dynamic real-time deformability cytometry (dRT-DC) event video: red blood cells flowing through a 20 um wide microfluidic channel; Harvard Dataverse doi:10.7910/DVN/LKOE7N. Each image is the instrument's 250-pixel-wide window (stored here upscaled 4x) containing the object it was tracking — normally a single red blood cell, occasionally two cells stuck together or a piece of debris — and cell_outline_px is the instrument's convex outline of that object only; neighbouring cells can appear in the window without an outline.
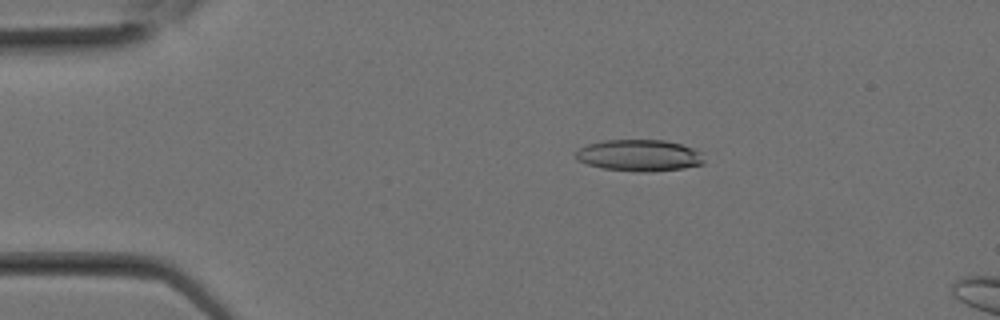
{"species": "Egyptian fruit bat (a non-hibernating species)", "species_latin": "Rousettus aegyptiacus", "temperature_condition": "room temperature", "stored_images_in_passage": 8, "camera_frame_rate_fps": 3000, "um_per_image_px": 0.085, "animal": {"sex": "female"}, "frame": {"image": 1, "passage_image": 5, "time_ms": 1.333, "image_size_px": [1000, 320], "cell_outline_px": [[704, 164], [684, 168], [652, 172], [636, 172], [604, 168], [588, 164], [576, 160], [576, 152], [580, 148], [588, 144], [604, 140], [664, 140], [680, 144], [692, 148], [700, 152], [704, 160]], "centroid_in_image_um": [54.35, 13.22], "position_along_channel_um": 30.7, "area_um2": 23.58}}